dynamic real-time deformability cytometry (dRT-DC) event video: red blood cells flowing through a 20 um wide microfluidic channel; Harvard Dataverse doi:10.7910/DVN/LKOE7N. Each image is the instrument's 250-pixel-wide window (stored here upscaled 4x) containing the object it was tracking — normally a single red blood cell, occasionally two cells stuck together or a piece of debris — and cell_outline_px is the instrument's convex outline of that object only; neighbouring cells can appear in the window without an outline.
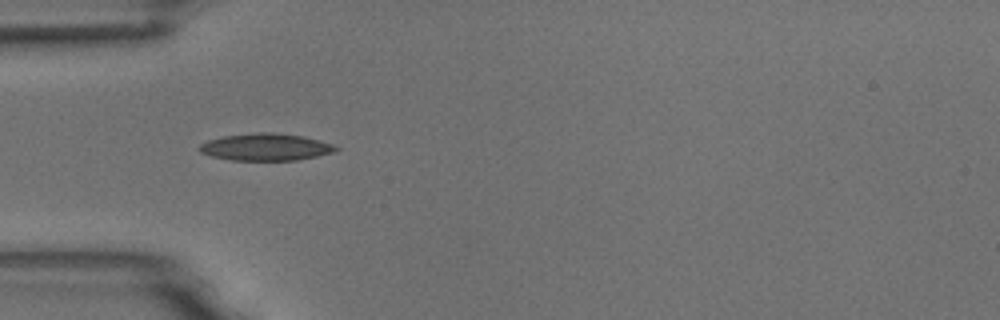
{"species": "common noctule bat (a hibernating species)", "species_latin": "Nyctalus noctula", "temperature_condition": "room temperature", "stored_images_in_passage": 4, "camera_frame_rate_fps": 3000, "um_per_image_px": 0.085, "animal": {"sex": "male", "body_mass_g": 18.8}, "frame": {"image": 1, "passage_image": 1, "time_ms": 0.0, "image_size_px": [1000, 320], "cell_outline_px": [[340, 148], [336, 152], [296, 160], [232, 160], [212, 156], [200, 152], [196, 148], [200, 144], [208, 140], [224, 136], [260, 132], [272, 132], [300, 136], [332, 144]], "centroid_in_image_um": [22.56, 12.5], "position_along_channel_um": 62.4, "area_um2": 21.33}}